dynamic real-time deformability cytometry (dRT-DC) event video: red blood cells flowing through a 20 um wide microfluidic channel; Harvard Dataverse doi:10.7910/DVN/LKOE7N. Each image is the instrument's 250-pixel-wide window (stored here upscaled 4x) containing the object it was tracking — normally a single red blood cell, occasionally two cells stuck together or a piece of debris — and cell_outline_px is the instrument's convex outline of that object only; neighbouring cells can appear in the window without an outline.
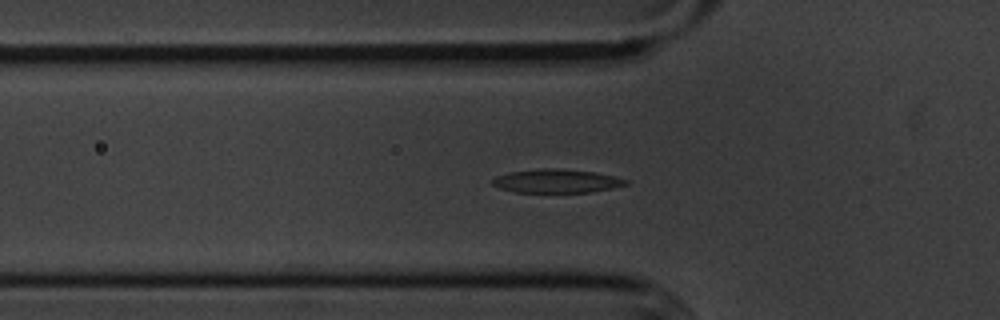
{"species": "common noctule bat (a hibernating species)", "species_latin": "Nyctalus noctula", "temperature_condition": "cold", "stored_images_in_passage": 27, "camera_frame_rate_fps": 3000, "um_per_image_px": 0.085, "animal": {"sex": "male", "body_mass_g": 20.1, "forearm_length_mm": 53.5}, "frame": {"image": 1, "passage_image": 14, "time_ms": 4.333, "image_size_px": [1000, 320], "cell_outline_px": [[628, 184], [612, 188], [592, 192], [512, 192], [500, 188], [492, 184], [492, 180], [496, 176], [508, 172], [540, 168], [556, 168], [596, 172], [628, 180]], "centroid_in_image_um": [47.28, 15.38], "position_along_channel_um": 78.5, "area_um2": 18.38}}
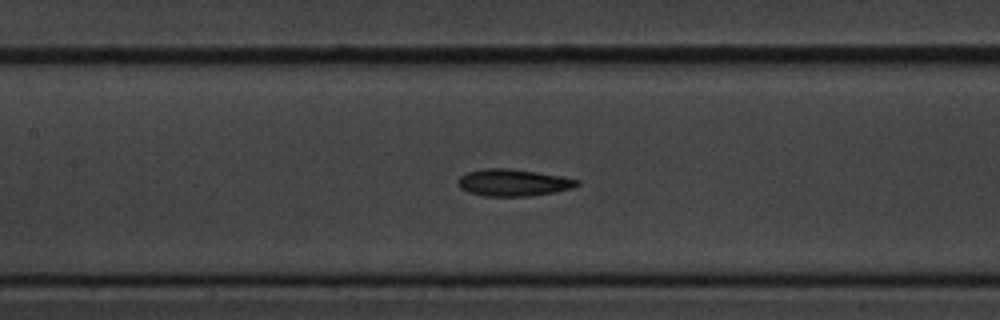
{"frame": {"image": 2, "passage_image": 21, "time_ms": 6.667, "image_size_px": [1000, 320], "cell_outline_px": [[580, 184], [572, 188], [556, 192], [528, 196], [484, 196], [468, 192], [460, 188], [456, 180], [460, 176], [468, 172], [484, 168], [508, 168], [536, 172], [560, 176], [580, 180]], "centroid_in_image_um": [43.61, 15.52], "position_along_channel_um": 163.8, "area_um2": 18.73}}
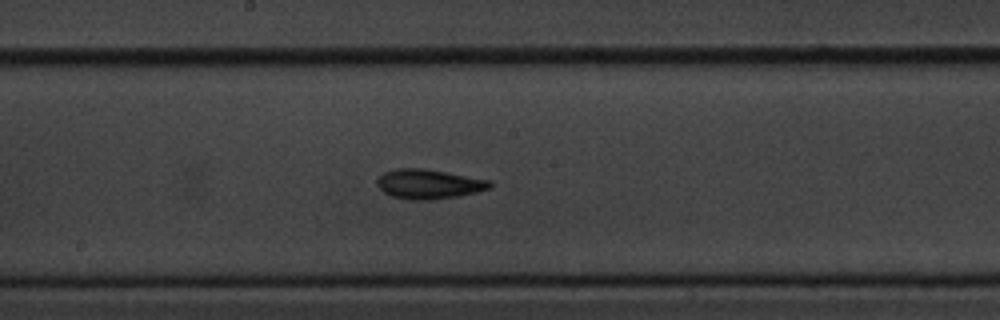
{"frame": {"image": 3, "passage_image": 25, "time_ms": 8.0, "image_size_px": [1000, 320], "cell_outline_px": [[492, 184], [488, 188], [476, 192], [460, 196], [432, 200], [408, 200], [392, 196], [384, 192], [376, 184], [376, 180], [384, 172], [396, 168], [424, 168], [492, 180]], "centroid_in_image_um": [36.44, 15.64], "position_along_channel_um": 211.8, "area_um2": 19.59}}